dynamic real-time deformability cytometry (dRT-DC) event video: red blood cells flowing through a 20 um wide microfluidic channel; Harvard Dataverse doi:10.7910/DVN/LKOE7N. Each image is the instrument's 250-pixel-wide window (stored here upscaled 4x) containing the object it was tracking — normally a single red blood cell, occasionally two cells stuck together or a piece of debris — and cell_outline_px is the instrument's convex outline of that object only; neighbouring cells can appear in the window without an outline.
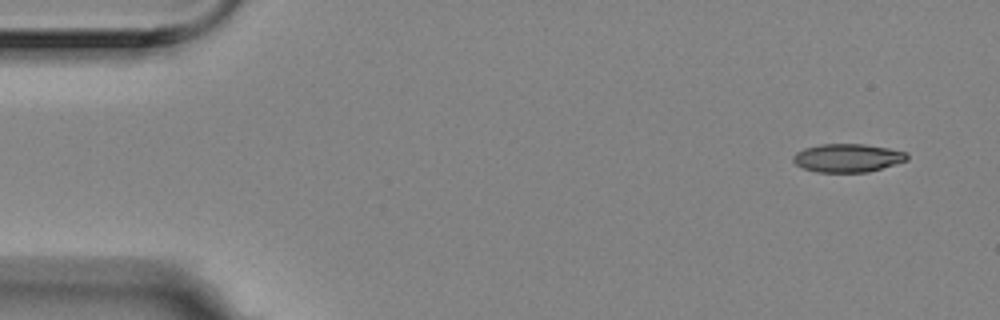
{"species": "Egyptian fruit bat (a non-hibernating species)", "species_latin": "Rousettus aegyptiacus", "temperature_condition": "room temperature", "stored_images_in_passage": 16, "camera_frame_rate_fps": 3000, "um_per_image_px": 0.085, "animal": {"sex": "female"}, "frame": {"image": 1, "passage_image": 1, "time_ms": 0.0, "image_size_px": [1000, 320], "cell_outline_px": [[908, 160], [896, 164], [868, 172], [816, 172], [804, 168], [796, 164], [792, 160], [792, 156], [796, 152], [804, 148], [820, 144], [864, 144], [888, 148], [908, 152]], "centroid_in_image_um": [72.05, 13.42], "position_along_channel_um": 12.9, "area_um2": 18.9}}
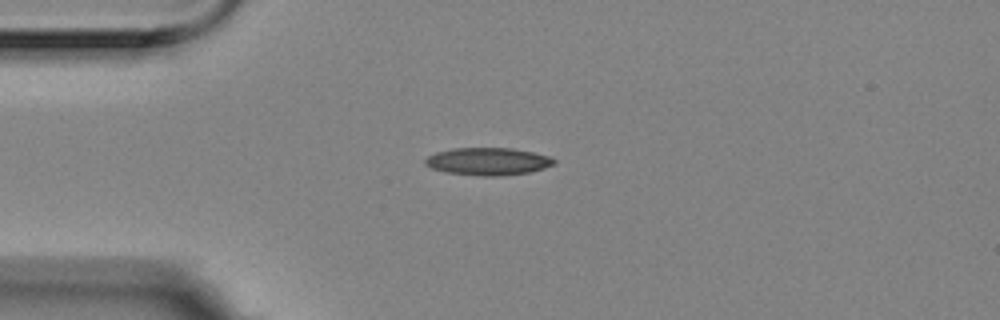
{"frame": {"image": 2, "passage_image": 11, "time_ms": 3.333, "image_size_px": [1000, 320], "cell_outline_px": [[556, 164], [532, 172], [500, 176], [484, 176], [444, 172], [432, 168], [424, 164], [424, 160], [428, 156], [436, 152], [452, 148], [512, 148], [552, 156], [556, 160]], "centroid_in_image_um": [41.51, 13.72], "position_along_channel_um": 43.5, "area_um2": 20.87}}